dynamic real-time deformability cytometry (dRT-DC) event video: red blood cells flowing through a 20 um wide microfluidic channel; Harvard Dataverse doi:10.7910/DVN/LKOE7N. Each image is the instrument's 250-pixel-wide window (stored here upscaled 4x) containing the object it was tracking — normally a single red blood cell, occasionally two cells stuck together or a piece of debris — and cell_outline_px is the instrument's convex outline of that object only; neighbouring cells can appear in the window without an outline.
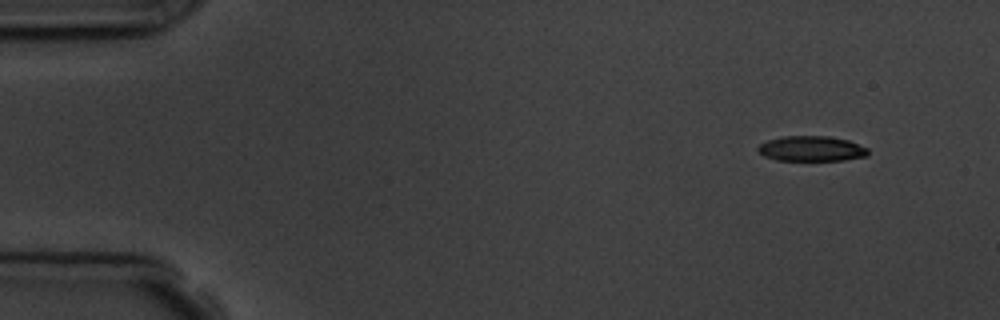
{"species": "common noctule bat (a hibernating species)", "species_latin": "Nyctalus noctula", "temperature_condition": "room temperature", "stored_images_in_passage": 5, "camera_frame_rate_fps": 3000, "um_per_image_px": 0.085, "animal": {"sex": "male", "body_mass_g": 19.5, "forearm_length_mm": 54.6}, "frame": {"image": 1, "passage_image": 1, "time_ms": 0.0, "image_size_px": [1000, 320], "cell_outline_px": [[868, 156], [844, 160], [776, 160], [764, 156], [756, 148], [760, 144], [768, 140], [780, 136], [828, 136], [848, 140], [868, 148]], "centroid_in_image_um": [68.97, 12.63], "position_along_channel_um": 16.0, "area_um2": 16.18}}
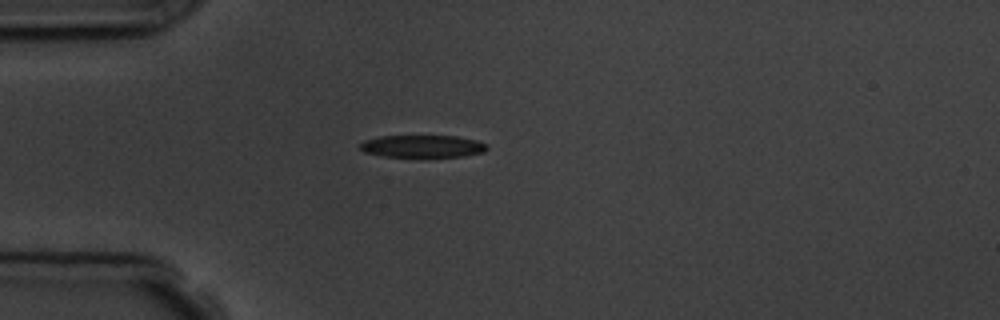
{"frame": {"image": 2, "passage_image": 4, "time_ms": 3.333, "image_size_px": [1000, 320], "cell_outline_px": [[488, 148], [484, 152], [464, 156], [384, 156], [364, 152], [360, 148], [360, 144], [364, 140], [380, 136], [456, 136], [476, 140], [488, 144]], "centroid_in_image_um": [35.94, 12.42], "position_along_channel_um": 49.1, "area_um2": 16.36}}